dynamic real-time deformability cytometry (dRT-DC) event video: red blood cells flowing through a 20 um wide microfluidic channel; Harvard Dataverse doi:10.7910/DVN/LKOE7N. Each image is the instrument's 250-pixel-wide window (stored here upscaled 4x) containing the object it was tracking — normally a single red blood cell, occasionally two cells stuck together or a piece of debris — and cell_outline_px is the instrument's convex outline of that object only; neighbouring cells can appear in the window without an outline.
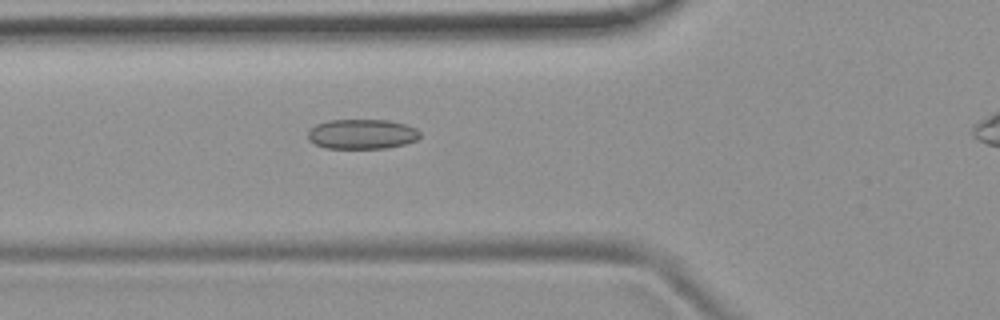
{"species": "common noctule bat (a hibernating species)", "species_latin": "Nyctalus noctula", "temperature_condition": "room temperature", "stored_images_in_passage": 39, "camera_frame_rate_fps": 3000, "um_per_image_px": 0.085, "animal": {"sex": "female", "body_mass_g": 19.9}, "frame": {"image": 1, "passage_image": 11, "time_ms": 3.333, "image_size_px": [1000, 320], "cell_outline_px": [[420, 136], [416, 140], [404, 144], [388, 148], [324, 148], [308, 140], [308, 132], [316, 124], [328, 120], [388, 120], [404, 124], [416, 128], [420, 132]], "centroid_in_image_um": [30.76, 11.4], "position_along_channel_um": 95.0, "area_um2": 19.48}}
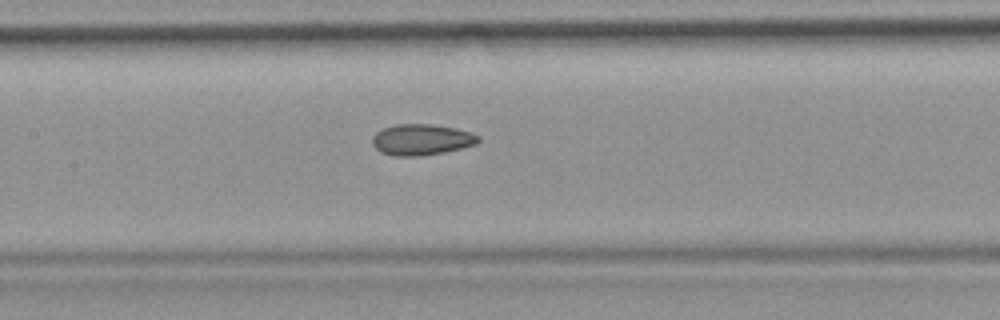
{"frame": {"image": 2, "passage_image": 17, "time_ms": 5.333, "image_size_px": [1000, 320], "cell_outline_px": [[480, 140], [476, 144], [444, 152], [416, 156], [396, 156], [380, 152], [372, 144], [372, 136], [376, 132], [384, 128], [396, 124], [432, 124], [456, 128], [472, 132], [480, 136]], "centroid_in_image_um": [35.83, 11.86], "position_along_channel_um": 171.6, "area_um2": 19.19}}
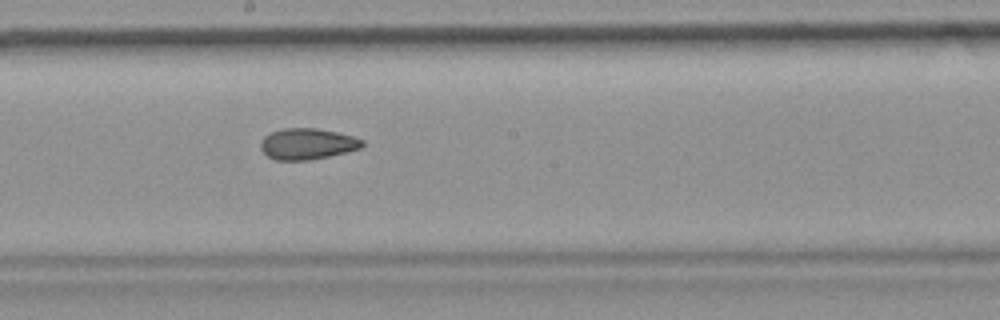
{"frame": {"image": 3, "passage_image": 21, "time_ms": 6.667, "image_size_px": [1000, 320], "cell_outline_px": [[364, 144], [360, 148], [328, 156], [308, 160], [276, 160], [268, 156], [260, 148], [260, 144], [264, 136], [272, 132], [284, 128], [316, 128], [336, 132], [352, 136], [364, 140]], "centroid_in_image_um": [26.11, 12.22], "position_along_channel_um": 222.1, "area_um2": 18.21}}